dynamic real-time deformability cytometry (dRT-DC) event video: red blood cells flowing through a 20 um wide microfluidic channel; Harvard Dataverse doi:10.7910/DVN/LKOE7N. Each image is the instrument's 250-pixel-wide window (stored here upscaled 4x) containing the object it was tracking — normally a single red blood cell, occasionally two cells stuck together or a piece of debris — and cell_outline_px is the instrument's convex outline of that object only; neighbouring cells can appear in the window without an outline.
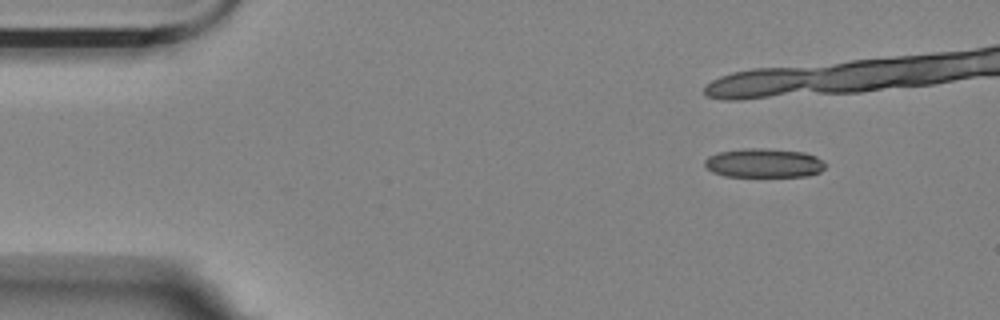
{"species": "Egyptian fruit bat (a non-hibernating species)", "species_latin": "Rousettus aegyptiacus", "temperature_condition": "room temperature", "stored_images_in_passage": 5, "camera_frame_rate_fps": 3000, "um_per_image_px": 0.085, "animal": {"sex": "female"}, "frame": {"image": 1, "passage_image": 1, "time_ms": 0.0, "image_size_px": [1000, 320], "cell_outline_px": [[824, 168], [820, 172], [808, 176], [724, 176], [712, 172], [704, 164], [704, 160], [708, 156], [720, 152], [744, 148], [764, 148], [804, 152], [816, 156], [824, 164]], "centroid_in_image_um": [64.91, 13.85], "position_along_channel_um": 20.1, "area_um2": 20.35}}